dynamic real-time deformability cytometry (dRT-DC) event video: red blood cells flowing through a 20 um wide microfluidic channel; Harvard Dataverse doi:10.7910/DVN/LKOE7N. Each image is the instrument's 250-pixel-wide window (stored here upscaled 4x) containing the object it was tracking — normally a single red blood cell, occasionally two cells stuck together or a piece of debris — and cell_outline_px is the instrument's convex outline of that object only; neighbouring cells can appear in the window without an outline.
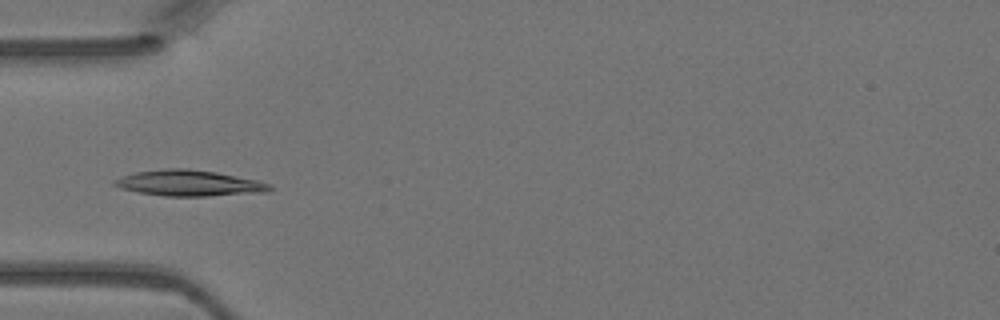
{"species": "Egyptian fruit bat (a non-hibernating species)", "species_latin": "Rousettus aegyptiacus", "temperature_condition": "warm", "stored_images_in_passage": 5, "camera_frame_rate_fps": 3000, "um_per_image_px": 0.085, "animal": {"sex": "female"}, "frame": {"image": 1, "passage_image": 5, "time_ms": 1.333, "image_size_px": [1000, 320], "cell_outline_px": [[272, 188], [268, 192], [208, 196], [164, 196], [140, 192], [120, 188], [112, 184], [112, 180], [120, 176], [136, 172], [164, 168], [188, 168], [216, 172], [256, 180], [272, 184]], "centroid_in_image_um": [16.06, 15.56], "position_along_channel_um": 68.9, "area_um2": 23.52}}